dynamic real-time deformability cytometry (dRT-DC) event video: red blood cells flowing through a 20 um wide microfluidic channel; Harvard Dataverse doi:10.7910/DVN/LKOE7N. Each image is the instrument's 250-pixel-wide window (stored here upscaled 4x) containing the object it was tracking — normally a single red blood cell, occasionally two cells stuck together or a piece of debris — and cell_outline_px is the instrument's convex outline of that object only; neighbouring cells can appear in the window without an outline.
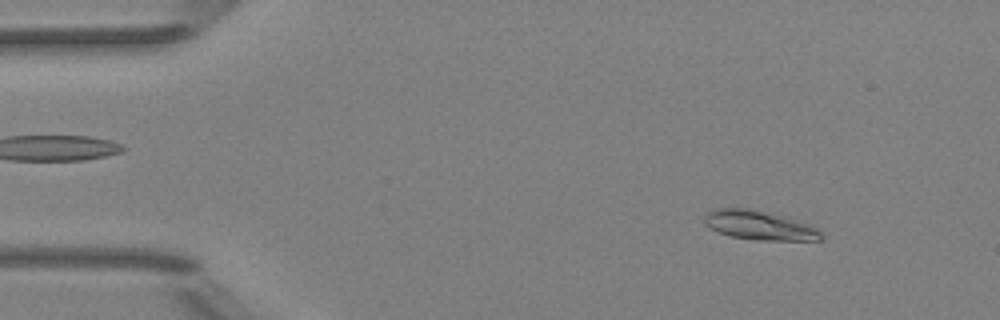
{"species": "Egyptian fruit bat (a non-hibernating species)", "species_latin": "Rousettus aegyptiacus", "temperature_condition": "room temperature", "stored_images_in_passage": 51, "camera_frame_rate_fps": 3000, "um_per_image_px": 0.085, "animal": {"sex": "female"}, "frame": {"image": 1, "passage_image": 6, "time_ms": 1.667, "image_size_px": [1000, 320], "cell_outline_px": [[824, 240], [756, 240], [732, 236], [720, 232], [704, 224], [704, 216], [712, 208], [748, 208], [768, 212], [812, 224], [824, 236]], "centroid_in_image_um": [64.58, 19.14], "position_along_channel_um": 20.4, "area_um2": 19.88}}
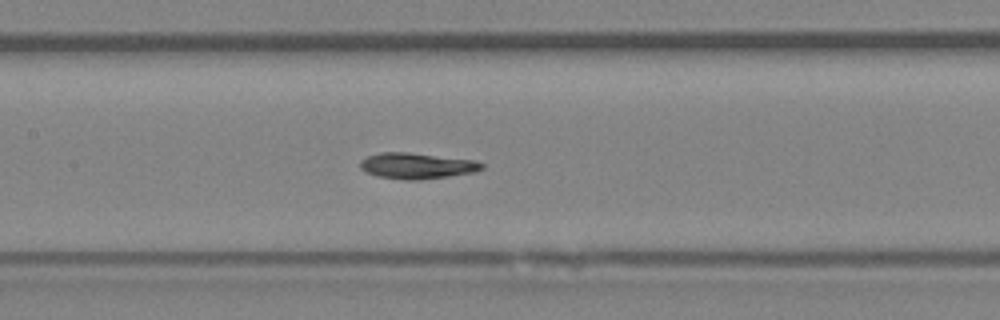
{"frame": {"image": 2, "passage_image": 24, "time_ms": 7.667, "image_size_px": [1000, 320], "cell_outline_px": [[484, 168], [476, 172], [420, 180], [408, 180], [376, 176], [360, 168], [360, 160], [368, 156], [380, 152], [408, 152], [476, 160], [484, 164]], "centroid_in_image_um": [35.46, 14.09], "position_along_channel_um": 171.9, "area_um2": 18.44}}
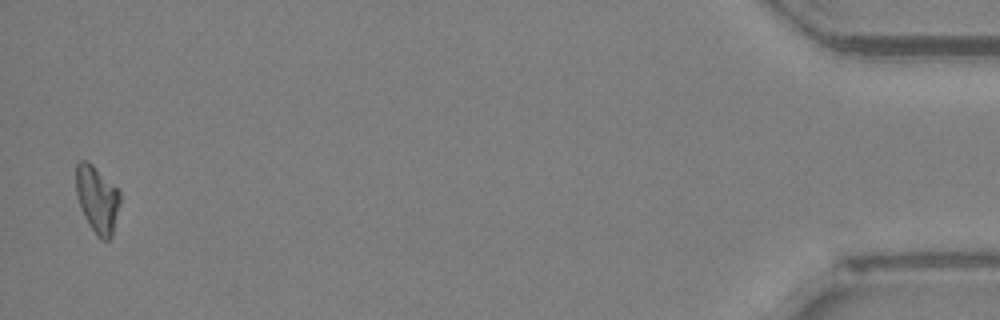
{"frame": {"image": 3, "passage_image": 50, "time_ms": 16.333, "image_size_px": [1000, 320], "cell_outline_px": [[120, 204], [112, 236], [108, 240], [100, 240], [96, 236], [88, 224], [84, 216], [76, 192], [76, 164], [80, 160], [88, 160], [120, 192]], "centroid_in_image_um": [8.26, 16.96], "position_along_channel_um": 426.9, "area_um2": 17.17}, "authors_computed_cell_mechanics": {"area_um2": 18.0914, "velocity_mm_per_s": 4.0118, "shape_relaxation_time_tau1_ms": 5.4107, "shape_relaxation_time_tau2_ms": 6.1538, "deformation_change_tau1": 0.1534, "deformation_change_tau2": 0.0968}}